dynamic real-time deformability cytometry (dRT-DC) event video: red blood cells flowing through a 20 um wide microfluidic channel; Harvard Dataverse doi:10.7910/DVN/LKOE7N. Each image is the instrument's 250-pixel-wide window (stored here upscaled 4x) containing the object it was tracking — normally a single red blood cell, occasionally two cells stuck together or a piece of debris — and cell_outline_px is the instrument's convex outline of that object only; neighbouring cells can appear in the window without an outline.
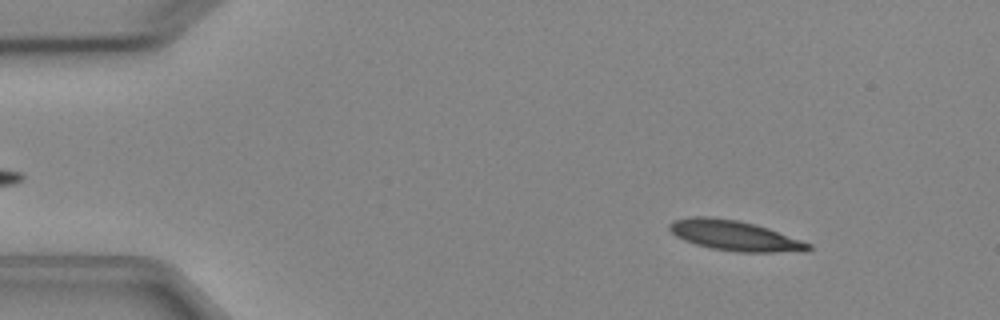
{"species": "Egyptian fruit bat (a non-hibernating species)", "species_latin": "Rousettus aegyptiacus", "temperature_condition": "cold", "stored_images_in_passage": 4, "camera_frame_rate_fps": 3000, "um_per_image_px": 0.085, "animal": {"sex": "female"}, "frame": {"image": 1, "passage_image": 1, "time_ms": 0.0, "image_size_px": [1000, 320], "cell_outline_px": [[812, 248], [808, 252], [736, 252], [712, 248], [696, 244], [684, 240], [676, 236], [668, 228], [668, 224], [672, 220], [692, 216], [708, 216], [736, 220], [756, 224], [768, 228], [812, 244]], "centroid_in_image_um": [62.46, 20.03], "position_along_channel_um": 22.5, "area_um2": 24.57}}
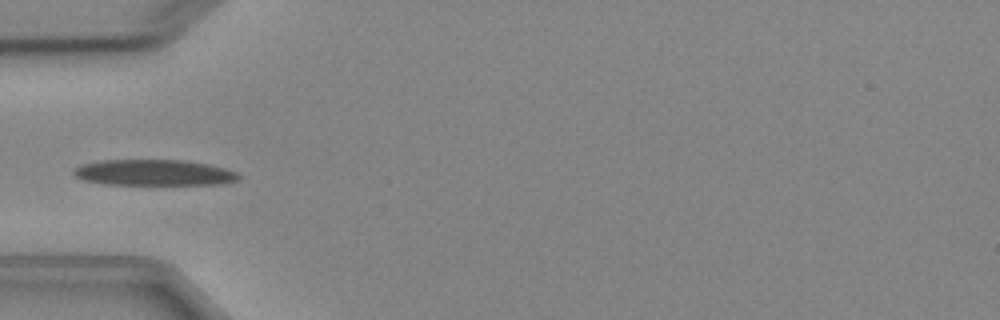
{"frame": {"image": 2, "passage_image": 4, "time_ms": 3.333, "image_size_px": [1000, 320], "cell_outline_px": [[240, 180], [220, 184], [104, 184], [84, 180], [76, 176], [72, 172], [72, 168], [80, 164], [100, 160], [184, 160], [208, 164], [224, 168], [236, 172], [240, 176]], "centroid_in_image_um": [13.05, 14.66], "position_along_channel_um": 71.9, "area_um2": 24.97}}